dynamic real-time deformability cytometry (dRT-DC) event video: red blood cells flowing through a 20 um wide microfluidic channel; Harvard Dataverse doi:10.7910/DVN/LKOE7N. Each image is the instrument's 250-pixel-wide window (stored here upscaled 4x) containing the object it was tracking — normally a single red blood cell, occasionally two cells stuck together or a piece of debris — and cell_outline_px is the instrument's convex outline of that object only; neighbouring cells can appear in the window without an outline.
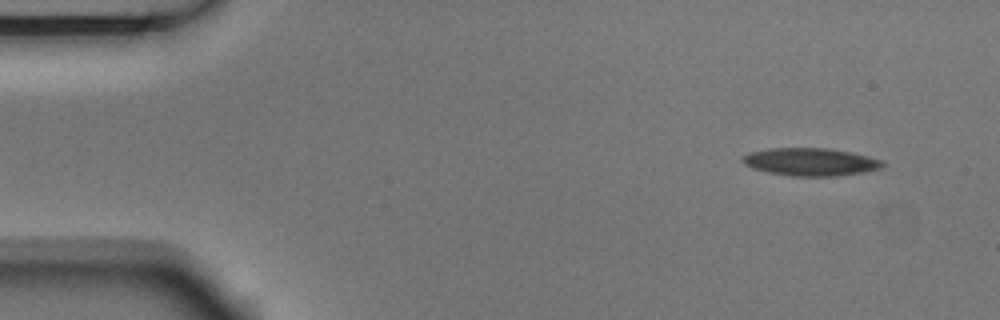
{"species": "Egyptian fruit bat (a non-hibernating species)", "species_latin": "Rousettus aegyptiacus", "temperature_condition": "room temperature", "stored_images_in_passage": 4, "camera_frame_rate_fps": 3000, "um_per_image_px": 0.085, "animal": {"sex": "male"}, "frame": {"image": 1, "passage_image": 1, "time_ms": 0.0, "image_size_px": [1000, 320], "cell_outline_px": [[884, 164], [880, 168], [864, 172], [836, 176], [792, 176], [768, 172], [752, 168], [744, 164], [740, 160], [748, 152], [768, 148], [832, 148], [852, 152], [884, 160]], "centroid_in_image_um": [68.89, 13.75], "position_along_channel_um": 16.1, "area_um2": 22.83}}
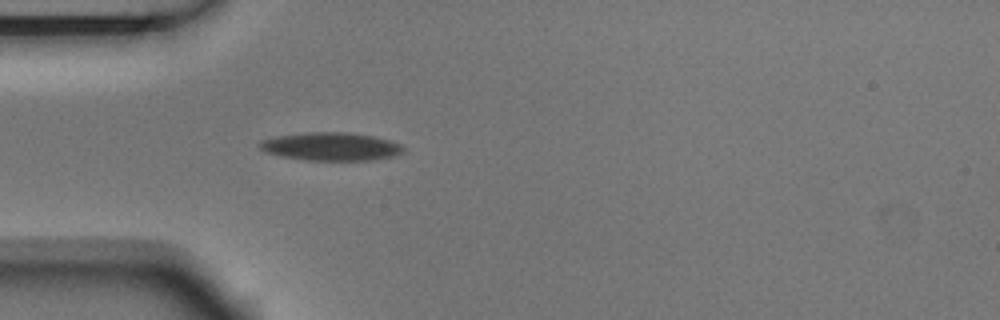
{"frame": {"image": 2, "passage_image": 4, "time_ms": 1.0, "image_size_px": [1000, 320], "cell_outline_px": [[404, 152], [392, 156], [372, 160], [304, 160], [280, 156], [264, 152], [256, 144], [260, 140], [280, 136], [308, 132], [348, 132], [372, 136], [388, 140], [400, 144], [404, 148]], "centroid_in_image_um": [28.09, 12.46], "position_along_channel_um": 56.9, "area_um2": 23.52}}